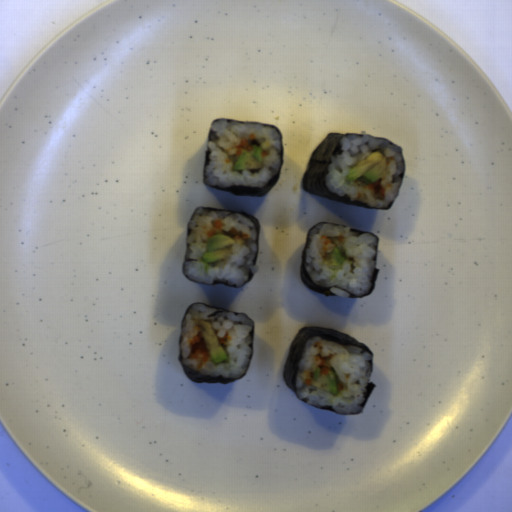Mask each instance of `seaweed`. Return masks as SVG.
<instances>
[{
	"label": "seaweed",
	"mask_w": 512,
	"mask_h": 512,
	"mask_svg": "<svg viewBox=\"0 0 512 512\" xmlns=\"http://www.w3.org/2000/svg\"><path fill=\"white\" fill-rule=\"evenodd\" d=\"M218 120H232V119L217 118L214 121H212L210 123V126H209L208 142L211 140L212 135L214 133L211 130V127ZM233 121H237V122L244 123V124H257V125L269 126V127H272V128H274L276 130V132L278 133L279 138H280V148H281V159H280V163H279V167H278L277 173H276V175L274 177H272L269 181H267L265 183V185L262 186V187H249V186H237V185L236 186H232V187H227V188H221L219 186H208V187L214 188V189H218V190H221V191H224V192L240 195V196H259V197L260 196H266L273 189V187L275 186V184L278 181L279 176H280V172H281V168H282V163H283V158H284V148H283L282 132L280 131V129L278 127H276V126H274L272 124L257 123V122H250V121H241V120H233ZM210 153H211V149H209L208 146H207L206 150H205L204 163H203V184L205 186H207L206 183H205V171H206V166L209 164V161H210V158H209Z\"/></svg>",
	"instance_id": "3"
},
{
	"label": "seaweed",
	"mask_w": 512,
	"mask_h": 512,
	"mask_svg": "<svg viewBox=\"0 0 512 512\" xmlns=\"http://www.w3.org/2000/svg\"><path fill=\"white\" fill-rule=\"evenodd\" d=\"M199 208H204V209H207V210H217V211H226V212H232V213H236V214H239L241 216H244L246 218H248L249 220L252 221L253 225H254V229H255V233H256V252H255V256H254V260L252 262V265H255L256 266V263H257V259H258V254H259V246H260V225L258 223V220L257 218L249 215V214H246V213H243V212H240V211H237V210H230V209H223V208H216V207H209V206H200V207H196L195 210L193 211V213L191 214L189 220H188V225H187V234H186V249H185V255H184V259H183V263H182V274L184 275L185 278H188L194 282H197L191 278H189L187 275H186V261H189V258H190V252H189V245L187 243V240L191 234V230H190V221L193 219L195 213L197 212V210ZM254 275L255 273L252 272L251 269H249L248 271V279L240 286V287H243L245 286L246 284H248L249 282L252 281V279L254 278ZM198 283H201V282H198ZM201 284H205V285H225V286H228V287H235V288H240V287H237L236 284L235 285H231L229 283H227L225 280H213L212 284H206V283H201Z\"/></svg>",
	"instance_id": "5"
},
{
	"label": "seaweed",
	"mask_w": 512,
	"mask_h": 512,
	"mask_svg": "<svg viewBox=\"0 0 512 512\" xmlns=\"http://www.w3.org/2000/svg\"><path fill=\"white\" fill-rule=\"evenodd\" d=\"M314 337H320L322 340H326L329 342H335L344 346H356L359 349H362V351L367 352L370 355L369 365L371 372H373L374 367V353L372 350L366 346L364 343H360L357 341L354 337L351 335H348L346 333L340 332L335 329H327V328H319V327H303L298 330L297 334L295 335L291 346L288 350L287 357L284 364V372H283V379L285 381L286 386L294 393V395L297 397L298 400L302 401L303 403L307 404L308 400L299 398L297 395V389H296V381L298 376V371L300 367V363L302 360V356L305 350L306 343L309 340H312ZM375 389V384L370 380V383L367 385L366 390L364 392V401L360 405V410L357 413L354 414H341L337 413L334 409H332L330 406H313L321 410L329 411L336 414L346 415V416H356L360 414L363 409L366 407L373 391Z\"/></svg>",
	"instance_id": "1"
},
{
	"label": "seaweed",
	"mask_w": 512,
	"mask_h": 512,
	"mask_svg": "<svg viewBox=\"0 0 512 512\" xmlns=\"http://www.w3.org/2000/svg\"><path fill=\"white\" fill-rule=\"evenodd\" d=\"M350 134H355V133H329L318 144V146L314 149V151L306 165V171L303 174V178H302L303 190L311 193L314 196L321 197V198H324V199H327L330 201H334V202H337L340 204L351 205V206L367 208V209H372V210L389 209L392 206V204L395 202V200L398 198L400 191L402 189L403 182H404V176H405V167H404V173H403V178H402V182L400 185L399 193H398L396 199L393 200L388 205L381 207L379 209L371 208L360 201H350L347 195L337 196L336 194H334L333 192L328 190V188L325 184V180H326V176L328 174V165H329V163L332 162L331 156L334 152H337L339 150L340 142H341L342 138H344L345 136H348ZM356 134H358L359 136H366V135L371 136L366 133H356ZM375 138H377L379 140L390 141L387 138H382V137H375ZM390 142L395 147L399 148L401 155L403 157V160L405 162V155H404L403 148H401L400 146H398L397 144H395L392 141H390Z\"/></svg>",
	"instance_id": "2"
},
{
	"label": "seaweed",
	"mask_w": 512,
	"mask_h": 512,
	"mask_svg": "<svg viewBox=\"0 0 512 512\" xmlns=\"http://www.w3.org/2000/svg\"><path fill=\"white\" fill-rule=\"evenodd\" d=\"M320 223H331V224L345 226V225H342V224H339V223H335V222H332V221H321ZM317 224H319V223H317ZM316 225H313L309 229V231H308V233L306 235L305 245H304L303 250L301 252L300 265H299V271H300L301 279H302L303 283L310 290L318 292V293H320V294H322V295H324L326 297H341V296H337V295L333 294L331 292V287H329V286H321V285L316 284L313 281V279L310 277V275H309V273H308V271L306 269V251H307L308 240H309V236H310L312 230L314 229V227ZM346 227H349V226H346ZM349 228H351L352 230H354L358 234L369 233L372 236H374L375 239H376V250H375V255H374L373 259H372L374 261V270H373L372 277H371V287H370L369 292H365L361 296H355L354 294H350L348 297H346L348 299L362 298V297L370 296L374 292V289H375V285H376V281H377V277H378V273H379V268H377V253H378V247H379V238L375 234L370 232V231H360V230H357V229L352 228V227H349Z\"/></svg>",
	"instance_id": "4"
},
{
	"label": "seaweed",
	"mask_w": 512,
	"mask_h": 512,
	"mask_svg": "<svg viewBox=\"0 0 512 512\" xmlns=\"http://www.w3.org/2000/svg\"><path fill=\"white\" fill-rule=\"evenodd\" d=\"M202 304V305H205L206 307L208 308H213V309H218L220 312H232L233 314H242V315H246L245 313H242V312H233V311H226V310H223V309H219V308H216V307H213L211 305H208V304H204V303H201V302H196V303H192L185 311L184 313V316L181 320V325H180V334H179V343H178V360L183 368V371L186 375L187 378H189L190 380H192L193 382H196V383H199V384H227V383H230V382H234L236 381L237 379H228V378H222L221 376H217V377H208V376H205V375H201L199 373H197L196 371L190 369L189 367L183 365L182 363V359H181V354H180V344H181V328H182V324H183V320H184V317L186 316L187 312H188V309L190 307H192L194 304ZM248 318H250L248 315H246ZM251 321H252V324H253V328L250 332V336L252 337V342L250 344V348L252 350V353L250 355V361H249V367L246 371L245 374H247L250 366H251V362H252V356H253V346H254V334H255V326H254V322H253V319L250 318ZM244 374V375H245ZM243 375V376H244ZM242 377V376H241ZM240 377V378H241Z\"/></svg>",
	"instance_id": "6"
}]
</instances>
